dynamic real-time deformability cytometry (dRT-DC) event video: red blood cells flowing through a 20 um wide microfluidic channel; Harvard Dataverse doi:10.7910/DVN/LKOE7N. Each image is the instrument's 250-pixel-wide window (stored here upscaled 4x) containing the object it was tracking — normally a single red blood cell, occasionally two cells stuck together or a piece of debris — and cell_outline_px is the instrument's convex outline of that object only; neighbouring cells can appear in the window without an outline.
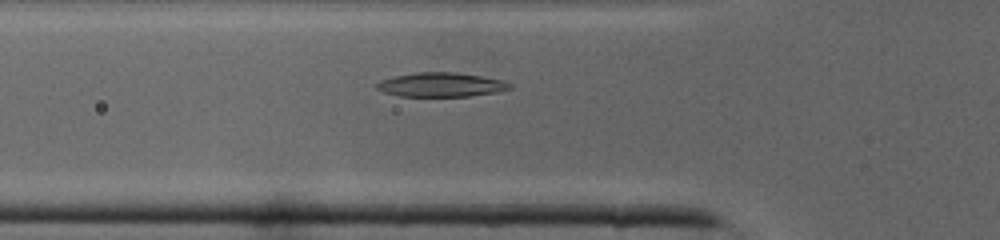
{"species": "common noctule bat (a hibernating species)", "species_latin": "Nyctalus noctula", "temperature_condition": "cold", "stored_images_in_passage": 37, "camera_frame_rate_fps": 3000, "um_per_image_px": 0.085, "animal": {"sex": "male", "body_mass_g": 19.0, "forearm_length_mm": 50.8}, "frame": {"image": 1, "passage_image": 9, "time_ms": 2.667, "image_size_px": [1000, 240], "cell_outline_px": [[512, 88], [496, 92], [468, 96], [400, 96], [384, 92], [376, 88], [376, 84], [380, 80], [396, 76], [416, 72], [452, 72], [480, 76], [504, 80], [512, 84]], "centroid_in_image_um": [37.5, 7.2], "position_along_channel_um": 88.3, "area_um2": 18.61}}
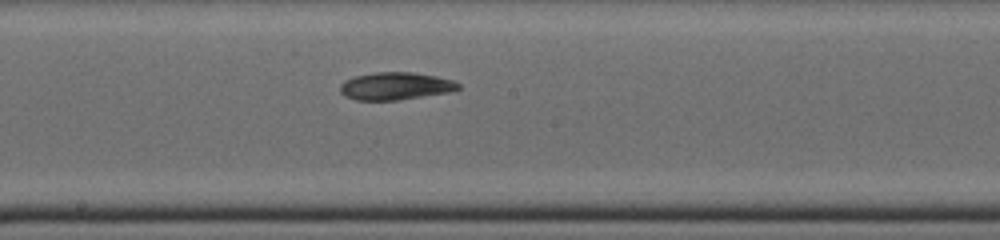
{"frame": {"image": 2, "passage_image": 17, "time_ms": 5.333, "image_size_px": [1000, 240], "cell_outline_px": [[460, 88], [448, 92], [396, 100], [356, 100], [344, 96], [340, 92], [340, 84], [344, 80], [356, 76], [376, 72], [416, 72], [456, 80], [460, 84]], "centroid_in_image_um": [33.61, 7.3], "position_along_channel_um": 214.6, "area_um2": 19.02}}
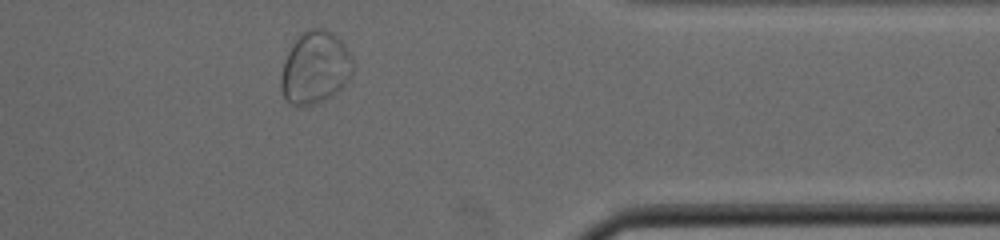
{"frame": {"image": 3, "passage_image": 29, "time_ms": 9.333, "image_size_px": [1000, 240], "cell_outline_px": [[352, 72], [348, 80], [332, 96], [324, 100], [312, 104], [292, 104], [284, 96], [280, 88], [280, 76], [288, 52], [292, 44], [308, 28], [324, 28], [332, 32], [344, 44], [352, 56]], "centroid_in_image_um": [26.79, 5.73], "position_along_channel_um": 384.6, "area_um2": 29.94}}